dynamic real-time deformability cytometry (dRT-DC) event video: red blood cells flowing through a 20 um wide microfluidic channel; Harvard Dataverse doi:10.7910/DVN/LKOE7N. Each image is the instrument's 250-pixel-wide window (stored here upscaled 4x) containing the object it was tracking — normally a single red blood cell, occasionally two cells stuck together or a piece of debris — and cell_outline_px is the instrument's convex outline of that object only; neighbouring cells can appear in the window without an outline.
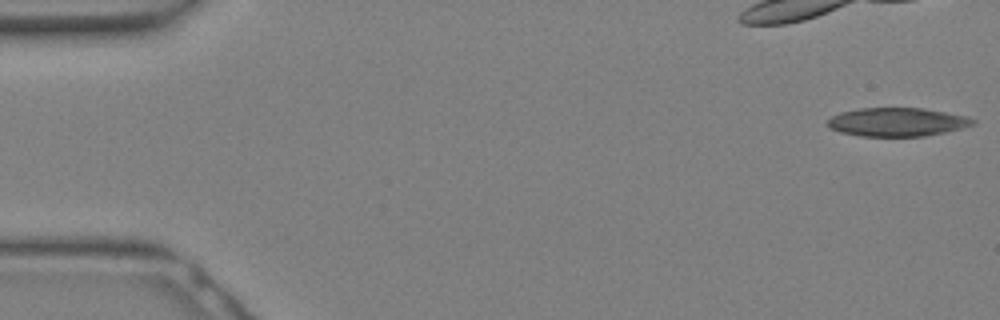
{"species": "Egyptian fruit bat (a non-hibernating species)", "species_latin": "Rousettus aegyptiacus", "temperature_condition": "warm", "stored_images_in_passage": 22, "camera_frame_rate_fps": 3000, "um_per_image_px": 0.085, "animal": {"sex": "female"}, "frame": {"image": 1, "passage_image": 1, "time_ms": 0.0, "image_size_px": [1000, 320], "cell_outline_px": [[976, 124], [964, 128], [924, 136], [860, 136], [840, 132], [828, 128], [824, 124], [832, 116], [840, 112], [860, 108], [924, 108], [968, 116], [976, 120]], "centroid_in_image_um": [76.26, 10.37], "position_along_channel_um": 8.7, "area_um2": 24.45}}
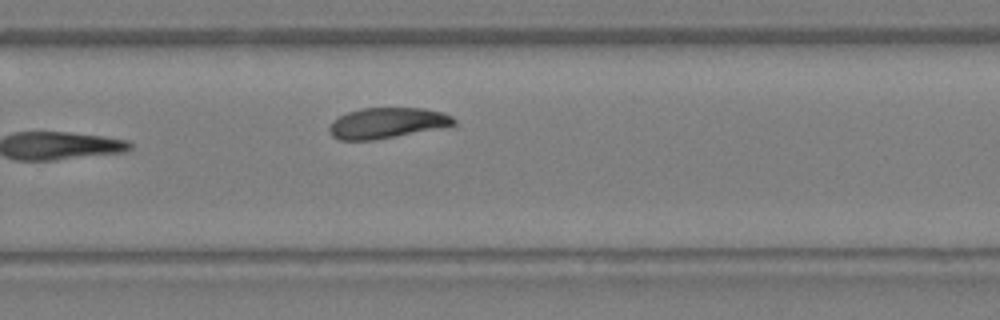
{"frame": {"image": 2, "passage_image": 22, "time_ms": 7.0, "image_size_px": [1000, 320], "cell_outline_px": [[456, 124], [396, 136], [372, 140], [340, 140], [332, 136], [328, 128], [340, 116], [348, 112], [364, 108], [424, 108], [440, 112], [452, 116], [456, 120]], "centroid_in_image_um": [32.89, 10.45], "position_along_channel_um": 296.9, "area_um2": 21.73}}